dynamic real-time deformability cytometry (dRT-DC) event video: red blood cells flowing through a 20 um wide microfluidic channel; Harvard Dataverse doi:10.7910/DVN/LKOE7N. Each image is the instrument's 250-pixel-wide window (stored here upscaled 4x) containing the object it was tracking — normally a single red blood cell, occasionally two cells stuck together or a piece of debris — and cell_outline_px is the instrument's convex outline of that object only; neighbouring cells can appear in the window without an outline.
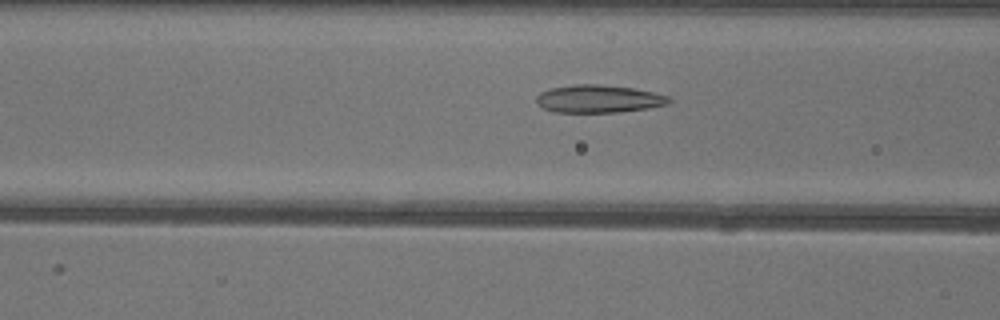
{"species": "common noctule bat (a hibernating species)", "species_latin": "Nyctalus noctula", "temperature_condition": "warm", "stored_images_in_passage": 37, "camera_frame_rate_fps": 3000, "um_per_image_px": 0.085, "animal": {"sex": "female"}, "frame": {"image": 1, "passage_image": 5, "time_ms": 1.333, "image_size_px": [1000, 320], "cell_outline_px": [[672, 100], [668, 104], [648, 108], [616, 112], [556, 112], [544, 108], [536, 104], [536, 96], [540, 92], [548, 88], [576, 84], [600, 84], [632, 88], [652, 92], [668, 96]], "centroid_in_image_um": [50.84, 8.39], "position_along_channel_um": 115.8, "area_um2": 21.44}}
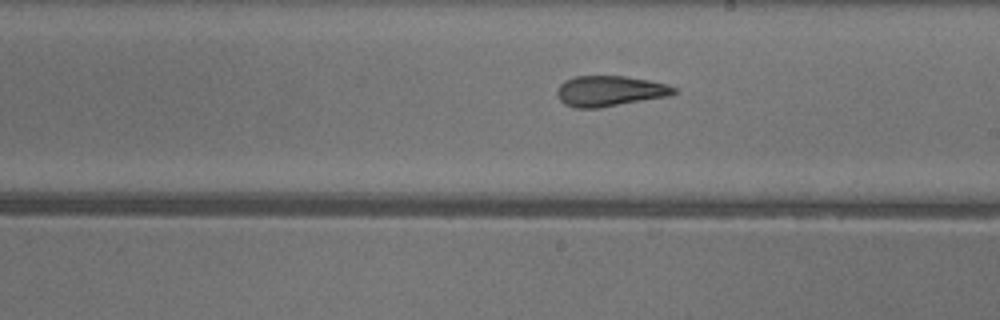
{"frame": {"image": 2, "passage_image": 14, "time_ms": 4.333, "image_size_px": [1000, 320], "cell_outline_px": [[676, 92], [668, 96], [600, 108], [576, 108], [564, 104], [560, 100], [556, 92], [560, 84], [564, 80], [576, 76], [624, 76], [652, 80], [668, 84], [676, 88]], "centroid_in_image_um": [51.83, 7.73], "position_along_channel_um": 237.2, "area_um2": 20.92}}
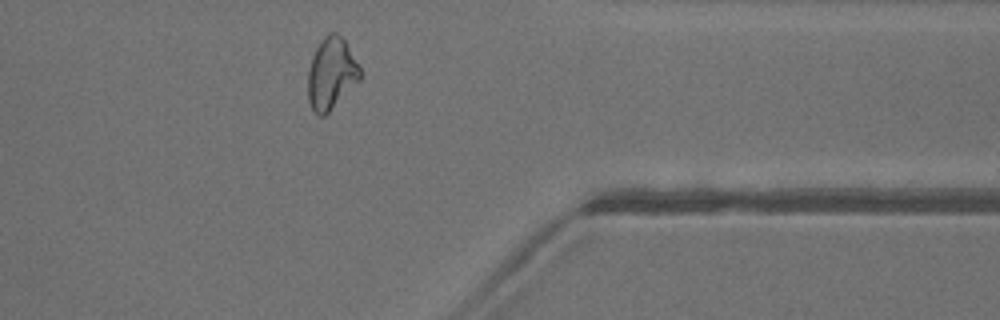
{"frame": {"image": 3, "passage_image": 26, "time_ms": 8.333, "image_size_px": [1000, 320], "cell_outline_px": [[360, 80], [324, 116], [316, 116], [308, 100], [308, 72], [312, 56], [320, 40], [328, 32], [336, 32], [344, 40], [360, 64]], "centroid_in_image_um": [28.16, 6.24], "position_along_channel_um": 383.2, "area_um2": 21.79}, "authors_computed_cell_mechanics": {"area_um2": 21.2704, "velocity_mm_per_s": 4.0427, "shape_relaxation_time_tau1_ms": null, "shape_relaxation_time_tau2_ms": 2.0223, "deformation_change_tau1": null, "deformation_change_tau2": 0.1068}}